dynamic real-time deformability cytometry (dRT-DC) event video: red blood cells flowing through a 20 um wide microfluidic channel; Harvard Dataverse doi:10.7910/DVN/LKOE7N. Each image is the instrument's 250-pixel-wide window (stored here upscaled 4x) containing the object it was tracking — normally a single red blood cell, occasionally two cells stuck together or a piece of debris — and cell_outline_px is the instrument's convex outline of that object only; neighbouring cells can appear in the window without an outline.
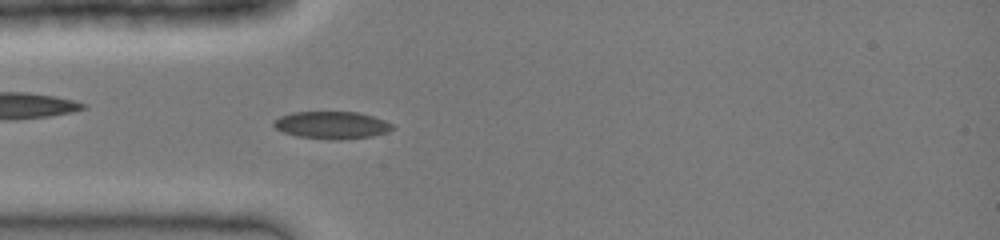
{"species": "common noctule bat (a hibernating species)", "species_latin": "Nyctalus noctula", "temperature_condition": "cold", "stored_images_in_passage": 39, "camera_frame_rate_fps": 3000, "um_per_image_px": 0.085, "animal": {"sex": "female", "body_mass_g": 19.0, "forearm_length_mm": 51.5}, "frame": {"image": 1, "passage_image": 10, "time_ms": 3.0, "image_size_px": [1000, 240], "cell_outline_px": [[396, 128], [388, 132], [372, 136], [340, 140], [332, 140], [296, 136], [284, 132], [276, 128], [272, 124], [272, 120], [280, 116], [292, 112], [360, 112], [384, 120], [392, 124]], "centroid_in_image_um": [28.2, 10.63], "position_along_channel_um": 56.8, "area_um2": 19.13}}
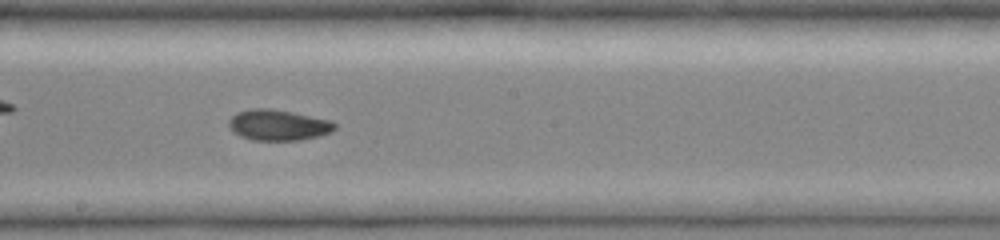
{"frame": {"image": 2, "passage_image": 21, "time_ms": 6.667, "image_size_px": [1000, 240], "cell_outline_px": [[336, 128], [332, 132], [300, 140], [252, 140], [240, 136], [232, 132], [228, 124], [228, 120], [236, 112], [252, 108], [268, 108], [292, 112], [328, 120], [336, 124]], "centroid_in_image_um": [23.6, 10.63], "position_along_channel_um": 224.6, "area_um2": 18.96}}
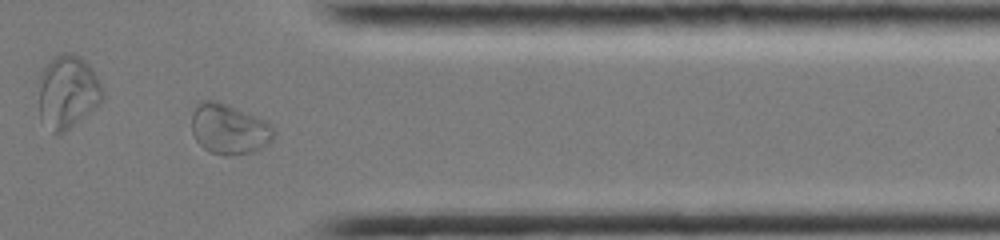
{"frame": {"image": 3, "passage_image": 32, "time_ms": 10.333, "image_size_px": [1000, 240], "cell_outline_px": [[276, 136], [268, 144], [252, 152], [224, 156], [212, 152], [204, 148], [196, 140], [192, 132], [192, 112], [204, 100], [216, 100], [264, 120], [276, 132]], "centroid_in_image_um": [19.47, 10.99], "position_along_channel_um": 391.9, "area_um2": 23.7}}